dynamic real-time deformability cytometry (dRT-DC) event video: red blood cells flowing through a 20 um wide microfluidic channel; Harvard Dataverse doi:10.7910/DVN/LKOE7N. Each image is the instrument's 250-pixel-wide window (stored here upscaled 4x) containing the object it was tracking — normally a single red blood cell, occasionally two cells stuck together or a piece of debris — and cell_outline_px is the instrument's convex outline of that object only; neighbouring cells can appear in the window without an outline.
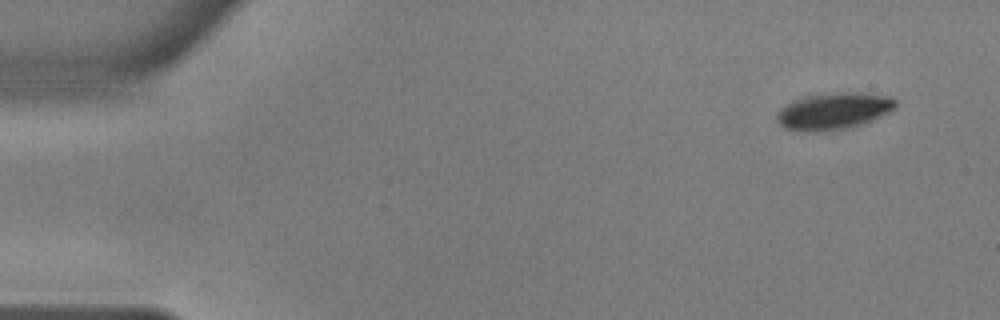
{"species": "common noctule bat (a hibernating species)", "species_latin": "Nyctalus noctula", "temperature_condition": "warm", "stored_images_in_passage": 53, "camera_frame_rate_fps": 3000, "um_per_image_px": 0.085, "animal": {"sex": "male", "body_mass_g": 17.9, "forearm_length_mm": 54.2}, "frame": {"image": 1, "passage_image": 1, "time_ms": 0.0, "image_size_px": [1000, 320], "cell_outline_px": [[896, 108], [864, 124], [848, 128], [816, 132], [808, 132], [784, 128], [776, 120], [776, 116], [780, 108], [796, 100], [808, 96], [844, 92], [860, 92], [892, 96], [896, 100]], "centroid_in_image_um": [70.89, 9.45], "position_along_channel_um": 14.1, "area_um2": 25.37}}
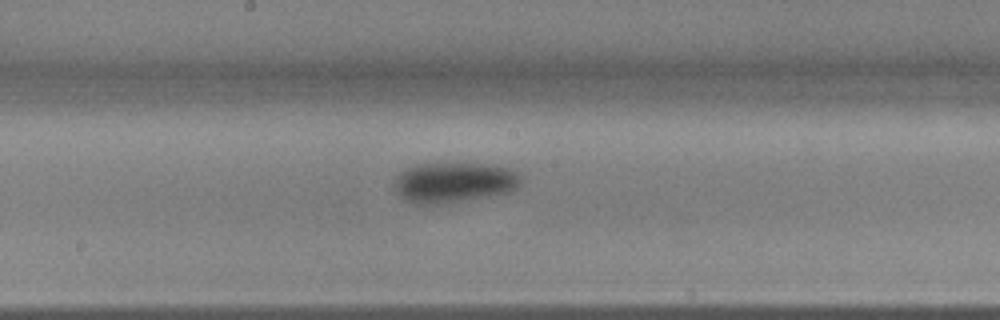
{"frame": {"image": 2, "passage_image": 27, "time_ms": 8.667, "image_size_px": [1000, 320], "cell_outline_px": [[520, 184], [516, 188], [508, 192], [488, 196], [440, 204], [420, 204], [404, 200], [396, 192], [392, 184], [396, 176], [400, 172], [416, 164], [436, 160], [496, 164], [508, 168], [516, 172], [520, 176]], "centroid_in_image_um": [38.54, 15.44], "position_along_channel_um": 209.7, "area_um2": 30.81}}
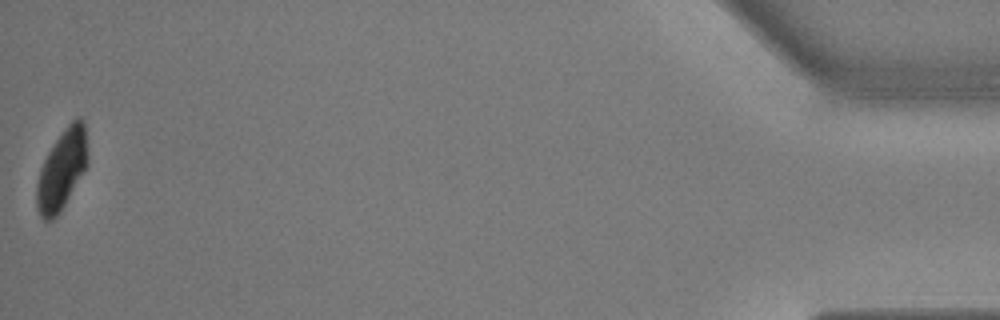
{"frame": {"image": 3, "passage_image": 53, "time_ms": 17.333, "image_size_px": [1000, 320], "cell_outline_px": [[88, 164], [60, 212], [52, 220], [44, 220], [40, 216], [36, 204], [36, 184], [40, 168], [48, 152], [56, 140], [68, 124], [76, 116], [80, 116], [84, 120], [88, 156]], "centroid_in_image_um": [5.26, 14.41], "position_along_channel_um": 429.9, "area_um2": 23.7}, "authors_computed_cell_mechanics": {"area_um2": 27.8596, "velocity_mm_per_s": 3.5952, "shape_relaxation_time_tau1_ms": 2.3217, "shape_relaxation_time_tau2_ms": 5.3123, "deformation_change_tau1": 0.1246, "deformation_change_tau2": 0.04}}